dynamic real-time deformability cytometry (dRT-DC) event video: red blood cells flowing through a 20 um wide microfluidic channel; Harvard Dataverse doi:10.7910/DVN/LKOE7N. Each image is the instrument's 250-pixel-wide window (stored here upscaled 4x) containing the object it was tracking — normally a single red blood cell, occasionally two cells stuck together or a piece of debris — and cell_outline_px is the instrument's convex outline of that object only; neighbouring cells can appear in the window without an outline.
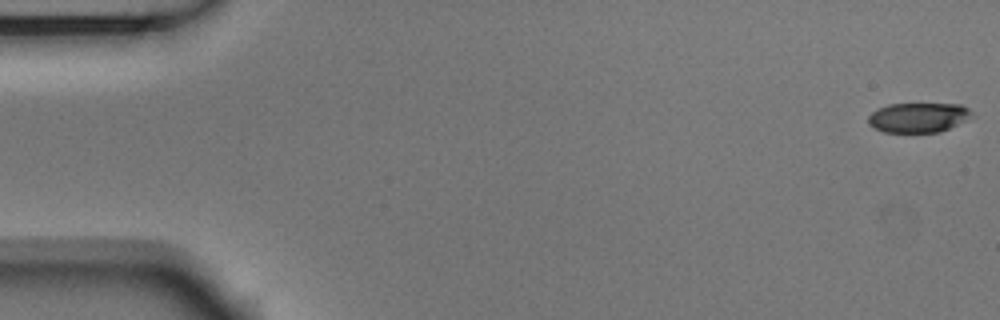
{"species": "Egyptian fruit bat (a non-hibernating species)", "species_latin": "Rousettus aegyptiacus", "temperature_condition": "room temperature", "stored_images_in_passage": 12, "camera_frame_rate_fps": 3000, "um_per_image_px": 0.085, "animal": {"sex": "male"}, "frame": {"image": 1, "passage_image": 1, "time_ms": 0.0, "image_size_px": [1000, 320], "cell_outline_px": [[972, 116], [940, 132], [884, 132], [868, 124], [868, 116], [876, 108], [888, 104], [960, 104], [968, 108], [972, 112]], "centroid_in_image_um": [78.01, 9.98], "position_along_channel_um": 7.0, "area_um2": 17.8}}